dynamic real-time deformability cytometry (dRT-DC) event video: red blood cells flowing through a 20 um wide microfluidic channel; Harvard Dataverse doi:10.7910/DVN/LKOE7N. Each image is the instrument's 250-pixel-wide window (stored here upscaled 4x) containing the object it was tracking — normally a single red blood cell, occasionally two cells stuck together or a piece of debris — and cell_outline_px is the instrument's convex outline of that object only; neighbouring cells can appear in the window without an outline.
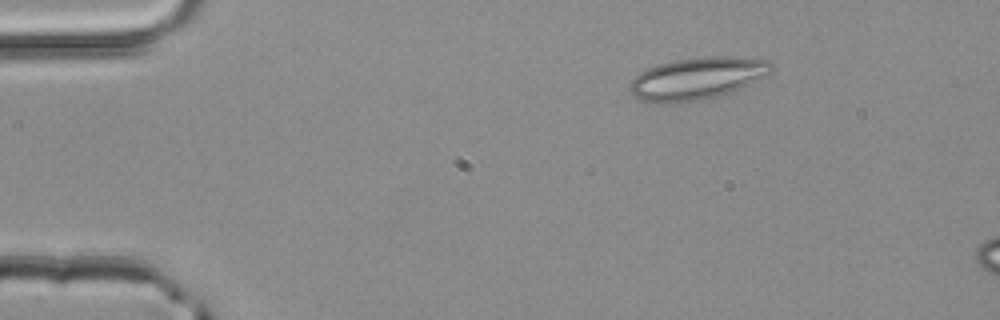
{"species": "common noctule bat (a hibernating species)", "species_latin": "Nyctalus noctula", "temperature_condition": "room temperature", "stored_images_in_passage": 3, "camera_frame_rate_fps": 3000, "um_per_image_px": 0.085, "animal": {"sex": "male", "body_mass_g": 20.4}, "frame": {"image": 1, "passage_image": 1, "time_ms": 0.0, "image_size_px": [1000, 320], "cell_outline_px": [[776, 68], [772, 72], [740, 88], [716, 96], [700, 100], [660, 104], [644, 100], [636, 96], [628, 88], [632, 80], [640, 72], [648, 68], [660, 64], [676, 60], [704, 56], [728, 56], [768, 60]], "centroid_in_image_um": [59.28, 6.65], "position_along_channel_um": 25.7, "area_um2": 34.39}}